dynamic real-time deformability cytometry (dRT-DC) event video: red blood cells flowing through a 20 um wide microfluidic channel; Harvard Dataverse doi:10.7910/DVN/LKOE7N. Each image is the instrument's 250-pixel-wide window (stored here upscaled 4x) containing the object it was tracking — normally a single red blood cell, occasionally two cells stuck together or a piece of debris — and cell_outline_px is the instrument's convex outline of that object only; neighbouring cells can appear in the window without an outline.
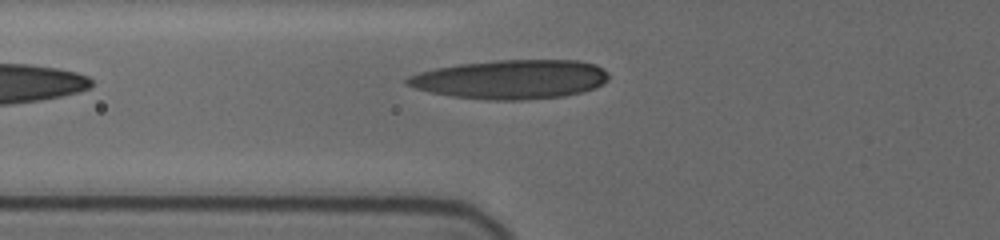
{"species": "human", "species_latin": "Homo sapiens", "temperature_condition": "cold", "stored_images_in_passage": 5, "camera_frame_rate_fps": 3000, "um_per_image_px": 0.085, "donor": {"sex": "female"}, "frame": {"image": 1, "passage_image": 3, "time_ms": 1.333, "image_size_px": [1000, 240], "cell_outline_px": [[608, 80], [596, 88], [564, 96], [520, 100], [488, 100], [452, 96], [432, 92], [416, 88], [404, 84], [404, 80], [408, 76], [420, 72], [436, 68], [456, 64], [496, 60], [576, 60], [596, 64], [608, 72]], "centroid_in_image_um": [43.43, 6.74], "position_along_channel_um": 82.4, "area_um2": 46.01}}
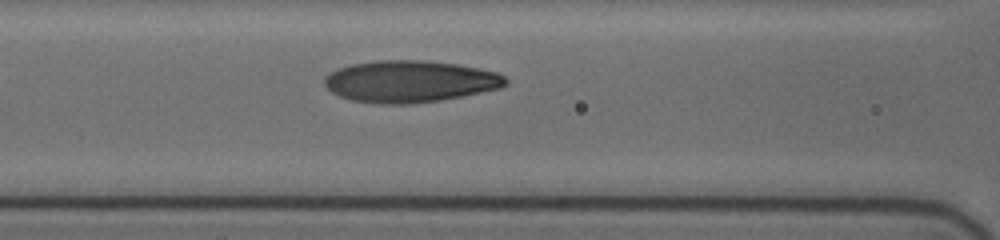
{"frame": {"image": 2, "passage_image": 5, "time_ms": 2.667, "image_size_px": [1000, 240], "cell_outline_px": [[508, 84], [500, 88], [440, 100], [408, 104], [384, 104], [352, 100], [340, 96], [332, 92], [324, 84], [324, 76], [328, 72], [352, 64], [376, 60], [424, 60], [456, 64], [496, 72], [504, 76], [508, 80]], "centroid_in_image_um": [34.82, 6.91], "position_along_channel_um": 131.8, "area_um2": 43.93}}